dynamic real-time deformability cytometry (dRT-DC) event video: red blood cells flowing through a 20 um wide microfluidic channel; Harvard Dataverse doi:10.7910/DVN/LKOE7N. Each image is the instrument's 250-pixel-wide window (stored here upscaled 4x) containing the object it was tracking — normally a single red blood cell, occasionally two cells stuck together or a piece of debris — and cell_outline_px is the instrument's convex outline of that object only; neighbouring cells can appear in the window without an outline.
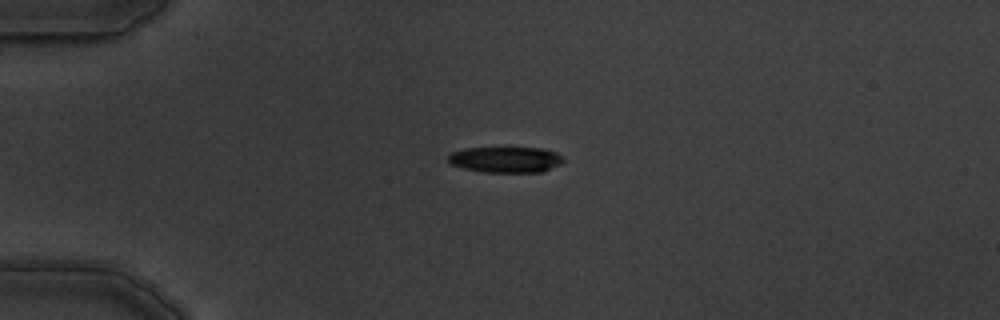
{"species": "common noctule bat (a hibernating species)", "species_latin": "Nyctalus noctula", "temperature_condition": "warm", "stored_images_in_passage": 9, "camera_frame_rate_fps": 3000, "um_per_image_px": 0.085, "animal": {"sex": "male", "body_mass_g": 19.5, "forearm_length_mm": 54.6}, "frame": {"image": 1, "passage_image": 3, "time_ms": 2.0, "image_size_px": [1000, 320], "cell_outline_px": [[564, 160], [560, 164], [540, 172], [484, 172], [464, 168], [452, 164], [448, 160], [448, 156], [452, 152], [464, 148], [540, 148], [556, 152]], "centroid_in_image_um": [42.97, 13.56], "position_along_channel_um": 42.0, "area_um2": 17.11}}
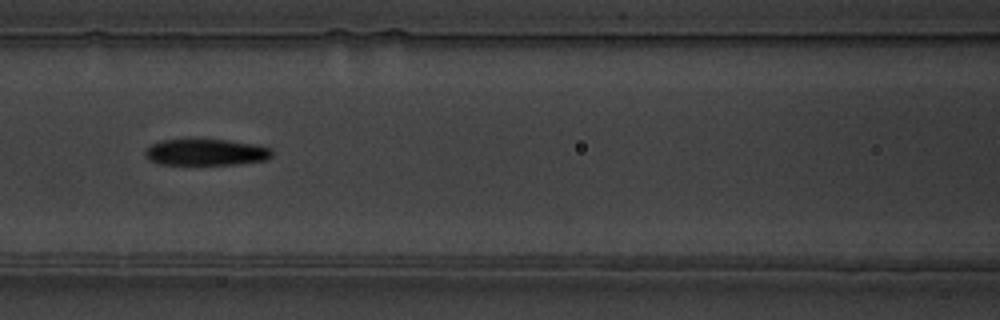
{"frame": {"image": 2, "passage_image": 6, "time_ms": 5.667, "image_size_px": [1000, 320], "cell_outline_px": [[272, 156], [268, 160], [236, 164], [160, 164], [152, 160], [144, 152], [152, 144], [160, 140], [228, 140], [252, 144], [268, 148], [272, 152]], "centroid_in_image_um": [17.54, 12.94], "position_along_channel_um": 149.1, "area_um2": 19.07}}
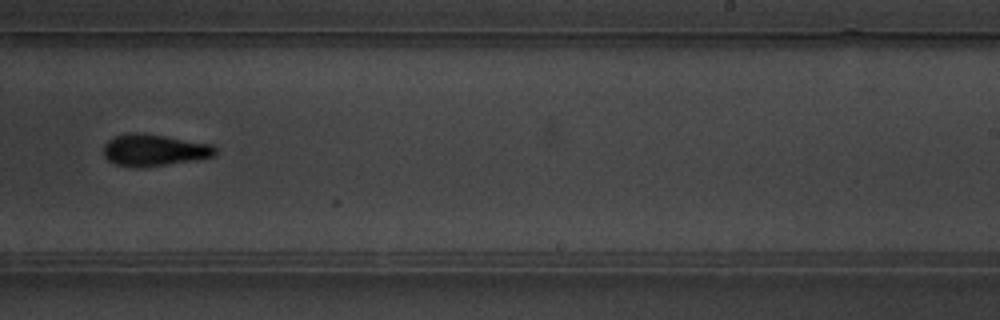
{"frame": {"image": 3, "passage_image": 9, "time_ms": 9.0, "image_size_px": [1000, 320], "cell_outline_px": [[216, 156], [200, 160], [136, 168], [116, 164], [108, 160], [104, 156], [104, 144], [112, 136], [128, 132], [136, 132], [164, 136], [212, 144], [216, 148]], "centroid_in_image_um": [13.11, 12.76], "position_along_channel_um": 275.9, "area_um2": 20.92}}